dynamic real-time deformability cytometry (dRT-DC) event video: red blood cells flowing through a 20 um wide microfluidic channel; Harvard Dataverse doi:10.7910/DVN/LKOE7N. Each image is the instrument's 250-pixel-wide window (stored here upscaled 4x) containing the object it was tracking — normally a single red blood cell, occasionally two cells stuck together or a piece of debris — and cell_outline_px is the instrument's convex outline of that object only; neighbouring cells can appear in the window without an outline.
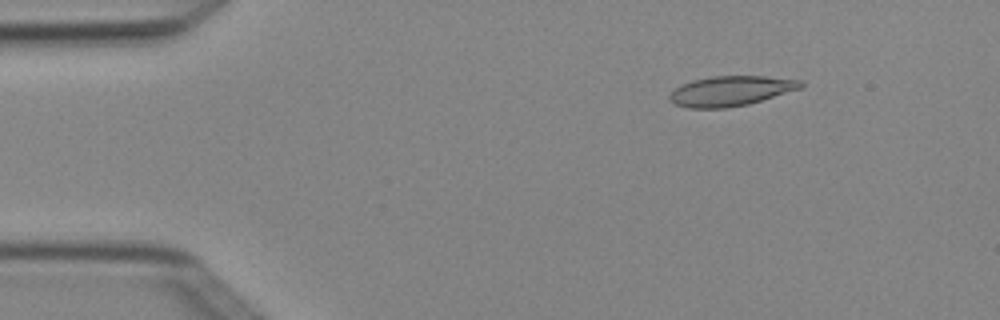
{"species": "Egyptian fruit bat (a non-hibernating species)", "species_latin": "Rousettus aegyptiacus", "temperature_condition": "cold", "stored_images_in_passage": 6, "camera_frame_rate_fps": 3000, "um_per_image_px": 0.085, "animal": {"sex": "female"}, "frame": {"image": 1, "passage_image": 3, "time_ms": 0.667, "image_size_px": [1000, 320], "cell_outline_px": [[804, 84], [800, 88], [748, 104], [728, 108], [688, 108], [676, 104], [668, 100], [668, 96], [680, 84], [692, 80], [712, 76], [764, 76], [800, 80]], "centroid_in_image_um": [62.06, 7.73], "position_along_channel_um": 22.9, "area_um2": 22.77}}